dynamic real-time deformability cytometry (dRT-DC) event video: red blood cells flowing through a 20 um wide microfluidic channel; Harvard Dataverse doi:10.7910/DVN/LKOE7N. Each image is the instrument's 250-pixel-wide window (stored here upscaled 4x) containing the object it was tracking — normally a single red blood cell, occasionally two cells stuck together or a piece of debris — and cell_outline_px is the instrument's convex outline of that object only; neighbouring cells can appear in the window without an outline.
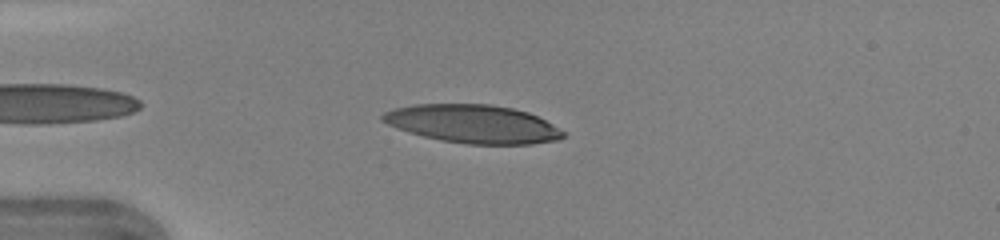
{"species": "human", "species_latin": "Homo sapiens", "temperature_condition": "warm", "stored_images_in_passage": 32, "camera_frame_rate_fps": 3000, "um_per_image_px": 0.085, "donor": {"sex": "female"}, "frame": {"image": 1, "passage_image": 2, "time_ms": 0.333, "image_size_px": [1000, 240], "cell_outline_px": [[564, 136], [560, 140], [532, 144], [468, 144], [440, 140], [408, 132], [396, 128], [380, 120], [380, 116], [384, 112], [396, 108], [412, 104], [492, 104], [512, 108], [528, 112], [552, 124], [564, 132]], "centroid_in_image_um": [40.18, 10.53], "position_along_channel_um": 44.8, "area_um2": 40.29}}
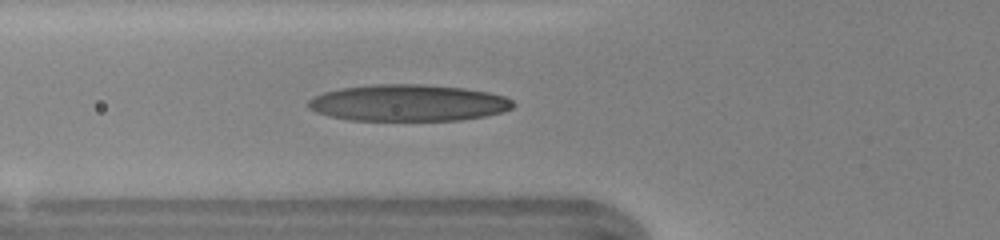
{"frame": {"image": 2, "passage_image": 7, "time_ms": 2.0, "image_size_px": [1000, 240], "cell_outline_px": [[516, 104], [512, 108], [504, 112], [484, 116], [460, 120], [348, 120], [328, 116], [316, 112], [308, 108], [308, 100], [324, 92], [344, 88], [372, 84], [424, 84], [464, 88], [488, 92], [504, 96], [512, 100]], "centroid_in_image_um": [34.72, 8.75], "position_along_channel_um": 91.1, "area_um2": 43.75}}
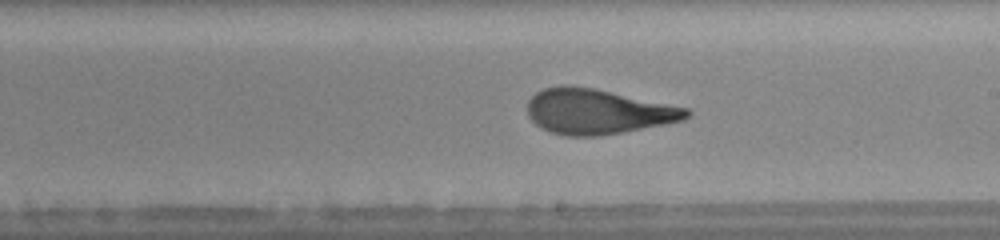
{"frame": {"image": 3, "passage_image": 17, "time_ms": 5.333, "image_size_px": [1000, 240], "cell_outline_px": [[692, 112], [684, 120], [624, 132], [600, 136], [564, 136], [540, 128], [528, 116], [528, 100], [536, 92], [544, 88], [564, 84], [568, 84], [596, 88], [688, 108]], "centroid_in_image_um": [50.78, 9.47], "position_along_channel_um": 238.2, "area_um2": 42.08}, "authors_computed_cell_mechanics": {"area_um2": 41.7894, "velocity_mm_per_s": 4.3843, "shape_relaxation_time_tau1_ms": 3.8708, "shape_relaxation_time_tau2_ms": 0.7392, "deformation_change_tau1": 0.2254, "deformation_change_tau2": 0.0844}}